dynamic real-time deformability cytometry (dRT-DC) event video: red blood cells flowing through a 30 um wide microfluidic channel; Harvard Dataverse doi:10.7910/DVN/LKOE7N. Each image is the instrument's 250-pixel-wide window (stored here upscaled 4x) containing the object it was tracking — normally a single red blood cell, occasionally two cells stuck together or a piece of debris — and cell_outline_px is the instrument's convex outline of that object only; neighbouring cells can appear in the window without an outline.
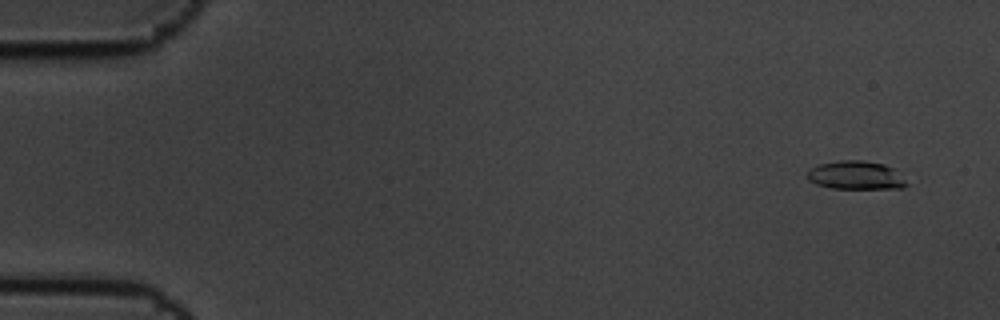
{"species": "common noctule bat (a hibernating species)", "species_latin": "Nyctalus noctula", "temperature_condition": "cold", "stored_images_in_passage": 5, "camera_frame_rate_fps": 3000, "um_per_image_px": 0.085, "animal": {"sex": "male", "body_mass_g": 19.5, "forearm_length_mm": 54.6}, "frame": {"image": 1, "passage_image": 1, "time_ms": 0.0, "image_size_px": [1000, 320], "cell_outline_px": [[908, 184], [904, 188], [832, 188], [816, 184], [808, 180], [808, 172], [812, 168], [820, 164], [840, 160], [864, 160], [884, 164], [892, 168]], "centroid_in_image_um": [72.74, 14.89], "position_along_channel_um": 12.3, "area_um2": 16.18}}
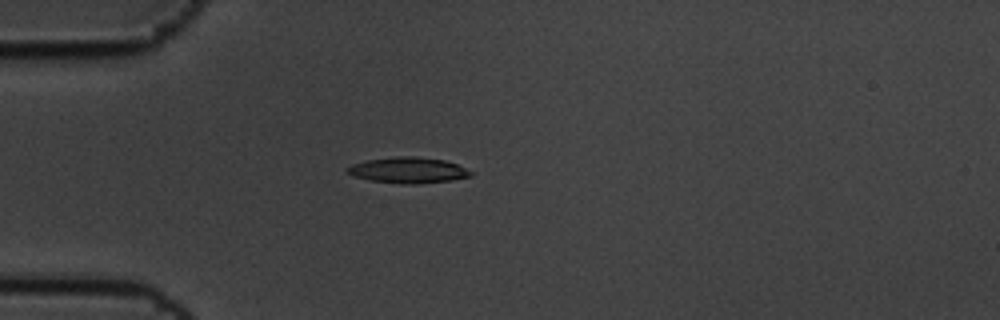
{"frame": {"image": 2, "passage_image": 5, "time_ms": 1.333, "image_size_px": [1000, 320], "cell_outline_px": [[472, 176], [448, 180], [416, 184], [400, 184], [372, 180], [352, 176], [344, 172], [344, 168], [352, 164], [368, 160], [396, 156], [416, 156], [444, 160], [456, 164], [472, 172]], "centroid_in_image_um": [34.62, 14.46], "position_along_channel_um": 50.4, "area_um2": 18.55}}